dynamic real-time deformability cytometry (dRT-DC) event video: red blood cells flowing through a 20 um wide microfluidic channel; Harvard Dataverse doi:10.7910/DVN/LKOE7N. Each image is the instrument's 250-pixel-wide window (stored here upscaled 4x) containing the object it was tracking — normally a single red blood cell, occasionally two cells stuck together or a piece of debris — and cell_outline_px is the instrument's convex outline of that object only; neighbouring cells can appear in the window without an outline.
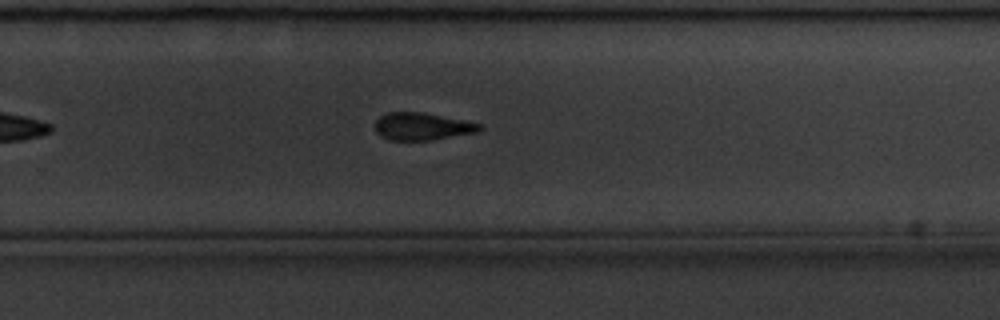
{"species": "common noctule bat (a hibernating species)", "species_latin": "Nyctalus noctula", "temperature_condition": "cold", "stored_images_in_passage": 44, "camera_frame_rate_fps": 3000, "um_per_image_px": 0.085, "animal": {"sex": "male", "body_mass_g": 20.1, "forearm_length_mm": 53.5}, "frame": {"image": 1, "passage_image": 26, "time_ms": 8.333, "image_size_px": [1000, 320], "cell_outline_px": [[484, 128], [480, 132], [428, 140], [388, 140], [380, 136], [376, 132], [376, 120], [380, 116], [388, 112], [420, 112], [464, 120], [480, 124]], "centroid_in_image_um": [35.89, 10.75], "position_along_channel_um": 293.9, "area_um2": 16.65}}
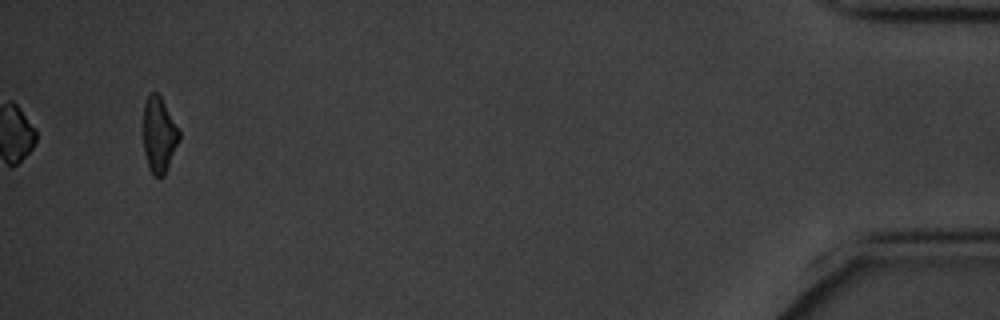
{"frame": {"image": 2, "passage_image": 44, "time_ms": 14.333, "image_size_px": [1000, 320], "cell_outline_px": [[180, 140], [164, 176], [160, 180], [152, 176], [148, 168], [144, 152], [144, 104], [148, 92], [156, 92], [160, 96], [180, 128]], "centroid_in_image_um": [13.53, 11.5], "position_along_channel_um": 421.7, "area_um2": 16.24}, "authors_computed_cell_mechanics": {"area_um2": 17.8602, "velocity_mm_per_s": 3.466, "shape_relaxation_time_tau1_ms": 3.0056, "shape_relaxation_time_tau2_ms": null, "deformation_change_tau1": 0.1275, "deformation_change_tau2": null}}